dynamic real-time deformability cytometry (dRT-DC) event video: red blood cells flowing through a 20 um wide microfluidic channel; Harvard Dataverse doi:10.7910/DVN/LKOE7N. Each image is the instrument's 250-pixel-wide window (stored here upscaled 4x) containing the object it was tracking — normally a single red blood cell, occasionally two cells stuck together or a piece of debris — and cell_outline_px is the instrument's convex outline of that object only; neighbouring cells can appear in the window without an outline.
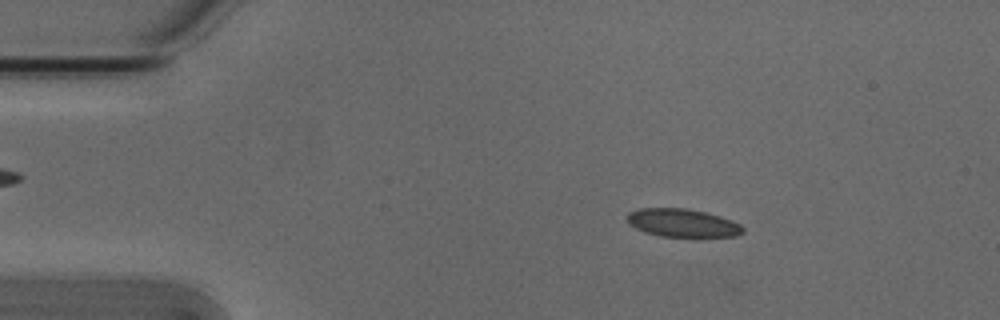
{"species": "Egyptian fruit bat (a non-hibernating species)", "species_latin": "Rousettus aegyptiacus", "temperature_condition": "cold", "stored_images_in_passage": 52, "camera_frame_rate_fps": 3000, "um_per_image_px": 0.085, "animal": {"sex": "male"}, "frame": {"image": 1, "passage_image": 8, "time_ms": 2.333, "image_size_px": [1000, 320], "cell_outline_px": [[744, 232], [736, 236], [660, 236], [644, 232], [628, 224], [628, 212], [640, 208], [684, 208], [704, 212], [720, 216], [732, 220], [740, 224], [744, 228]], "centroid_in_image_um": [58.0, 18.94], "position_along_channel_um": 27.0, "area_um2": 18.84}}
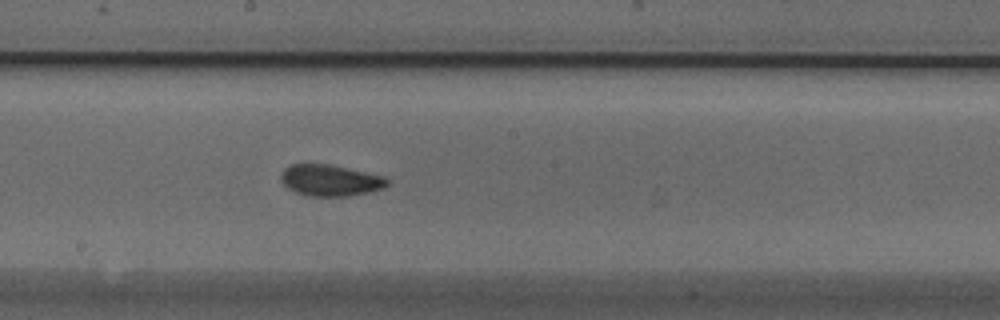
{"frame": {"image": 2, "passage_image": 28, "time_ms": 9.0, "image_size_px": [1000, 320], "cell_outline_px": [[388, 184], [384, 188], [368, 192], [348, 196], [308, 196], [296, 192], [288, 188], [280, 180], [280, 176], [284, 168], [288, 164], [328, 164], [384, 176], [388, 180]], "centroid_in_image_um": [28.04, 15.33], "position_along_channel_um": 220.2, "area_um2": 19.36}}
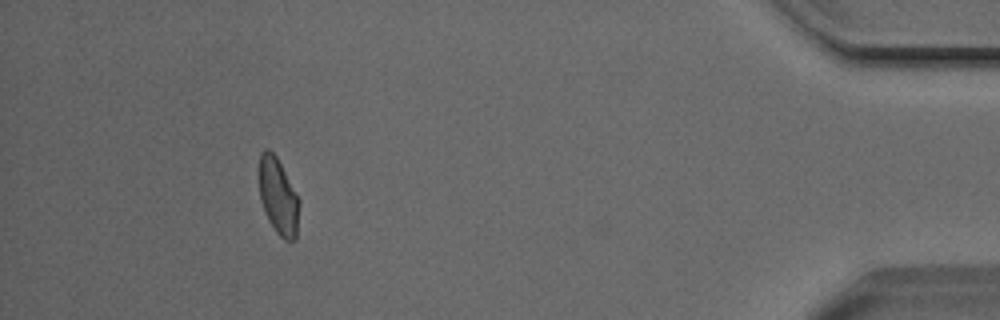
{"frame": {"image": 3, "passage_image": 48, "time_ms": 15.667, "image_size_px": [1000, 320], "cell_outline_px": [[300, 204], [296, 236], [292, 240], [284, 240], [276, 232], [268, 220], [260, 200], [260, 152], [264, 148], [268, 148], [276, 156], [300, 200]], "centroid_in_image_um": [23.66, 16.7], "position_along_channel_um": 411.5, "area_um2": 17.69}, "authors_computed_cell_mechanics": {"area_um2": 19.0162, "velocity_mm_per_s": 3.8255, "shape_relaxation_time_tau1_ms": 10.2638, "shape_relaxation_time_tau2_ms": 1.7362, "deformation_change_tau1": 0.1502, "deformation_change_tau2": 0.0577}}